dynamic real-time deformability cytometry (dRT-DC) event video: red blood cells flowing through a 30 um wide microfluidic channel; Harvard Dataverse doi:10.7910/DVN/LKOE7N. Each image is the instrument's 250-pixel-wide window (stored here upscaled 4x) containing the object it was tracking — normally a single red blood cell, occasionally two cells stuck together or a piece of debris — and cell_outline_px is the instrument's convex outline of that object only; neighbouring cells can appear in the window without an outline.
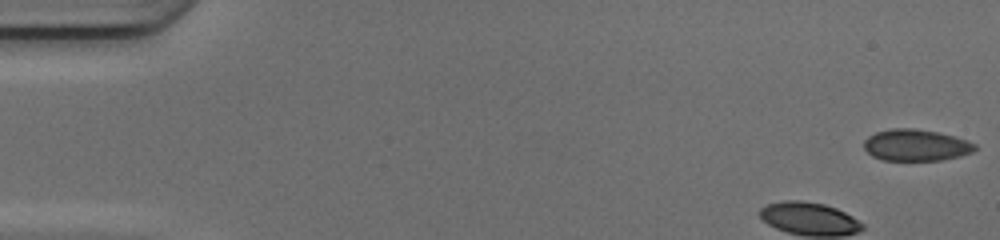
{"species": "common noctule bat (a hibernating species)", "species_latin": "Nyctalus noctula", "temperature_condition": "cold", "stored_images_in_passage": 39, "camera_frame_rate_fps": 3000, "um_per_image_px": 0.085, "animal": {"sex": "female", "body_mass_g": 17.0, "forearm_length_mm": 48.0}, "frame": {"image": 1, "passage_image": 1, "time_ms": 0.0, "image_size_px": [1000, 240], "cell_outline_px": [[976, 148], [972, 152], [960, 156], [940, 160], [884, 160], [872, 156], [864, 148], [864, 140], [868, 136], [876, 132], [892, 128], [912, 128], [936, 132], [952, 136], [976, 144]], "centroid_in_image_um": [77.82, 12.34], "position_along_channel_um": 7.2, "area_um2": 20.17}}
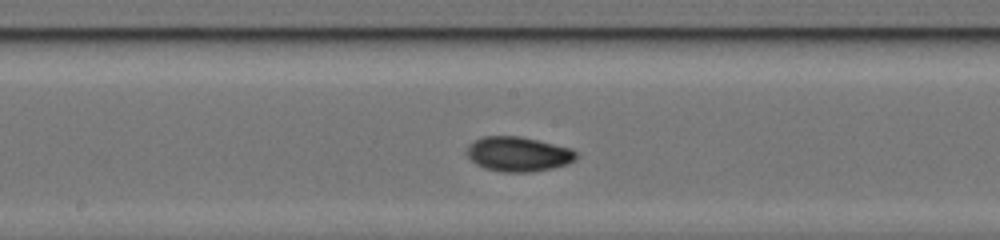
{"frame": {"image": 2, "passage_image": 23, "time_ms": 7.333, "image_size_px": [1000, 240], "cell_outline_px": [[580, 156], [576, 160], [568, 164], [552, 168], [528, 172], [504, 172], [484, 168], [476, 164], [468, 156], [468, 148], [476, 140], [484, 136], [520, 136], [572, 148]], "centroid_in_image_um": [44.12, 13.1], "position_along_channel_um": 204.1, "area_um2": 22.02}}
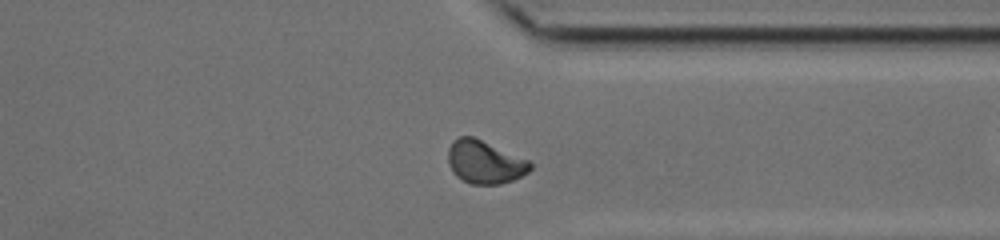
{"frame": {"image": 3, "passage_image": 35, "time_ms": 11.333, "image_size_px": [1000, 240], "cell_outline_px": [[532, 168], [528, 172], [512, 180], [500, 184], [472, 184], [456, 176], [452, 172], [448, 164], [448, 148], [452, 140], [460, 136], [472, 136], [528, 160], [532, 164]], "centroid_in_image_um": [41.17, 13.77], "position_along_channel_um": 370.2, "area_um2": 20.46}, "authors_computed_cell_mechanics": {"area_um2": 20.5768, "velocity_mm_per_s": 4.1735, "shape_relaxation_time_tau1_ms": 3.1456, "shape_relaxation_time_tau2_ms": 1.4683, "deformation_change_tau1": 0.1279, "deformation_change_tau2": 0.0542}}